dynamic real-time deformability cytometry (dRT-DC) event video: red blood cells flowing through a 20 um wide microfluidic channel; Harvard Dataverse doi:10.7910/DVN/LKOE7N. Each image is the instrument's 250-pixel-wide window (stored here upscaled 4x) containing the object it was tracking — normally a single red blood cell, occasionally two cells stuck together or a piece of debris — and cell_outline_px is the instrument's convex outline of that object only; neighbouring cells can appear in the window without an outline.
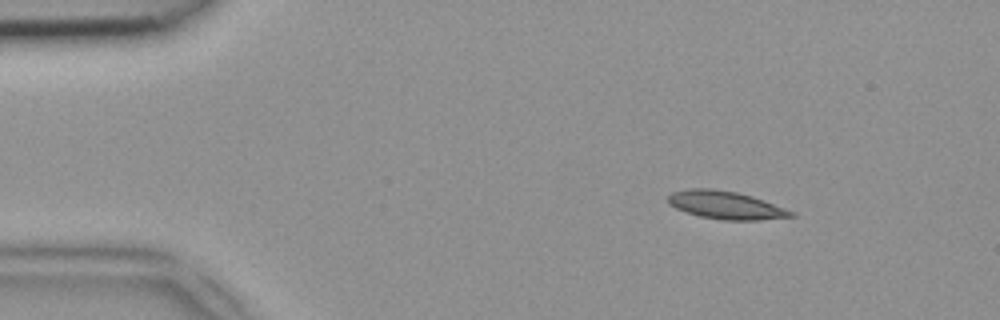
{"species": "common noctule bat (a hibernating species)", "species_latin": "Nyctalus noctula", "temperature_condition": "room temperature", "stored_images_in_passage": 47, "camera_frame_rate_fps": 3000, "um_per_image_px": 0.085, "animal": {"sex": "female", "body_mass_g": 18.4}, "frame": {"image": 1, "passage_image": 6, "time_ms": 1.667, "image_size_px": [1000, 320], "cell_outline_px": [[796, 216], [760, 220], [724, 220], [700, 216], [676, 208], [668, 204], [668, 196], [672, 192], [688, 188], [712, 188], [736, 192], [752, 196], [796, 212]], "centroid_in_image_um": [61.7, 17.43], "position_along_channel_um": 23.3, "area_um2": 20.0}}
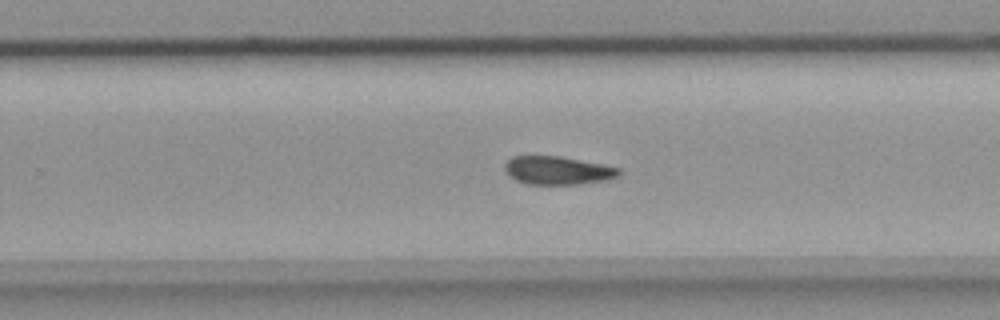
{"frame": {"image": 2, "passage_image": 30, "time_ms": 9.667, "image_size_px": [1000, 320], "cell_outline_px": [[620, 176], [608, 180], [576, 184], [528, 184], [516, 180], [504, 168], [504, 164], [512, 156], [560, 156], [604, 164], [620, 168]], "centroid_in_image_um": [47.45, 14.48], "position_along_channel_um": 282.3, "area_um2": 18.79}}
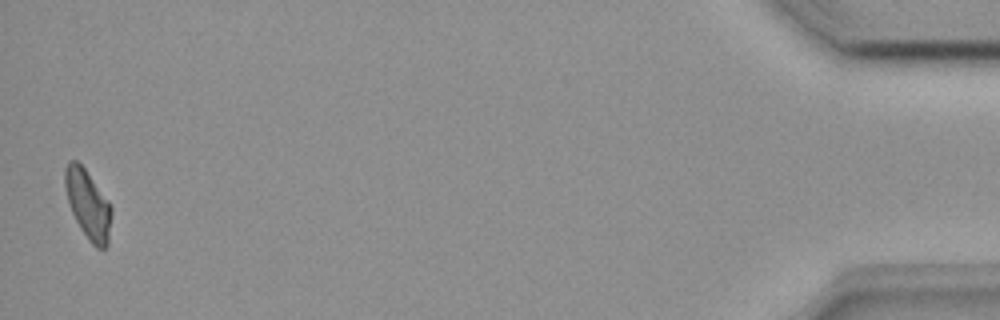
{"frame": {"image": 3, "passage_image": 47, "time_ms": 15.333, "image_size_px": [1000, 320], "cell_outline_px": [[112, 212], [108, 244], [104, 248], [96, 248], [88, 240], [80, 228], [68, 204], [64, 184], [64, 168], [68, 160], [76, 160], [84, 168], [108, 200], [112, 208]], "centroid_in_image_um": [7.46, 17.37], "position_along_channel_um": 427.7, "area_um2": 18.73}}